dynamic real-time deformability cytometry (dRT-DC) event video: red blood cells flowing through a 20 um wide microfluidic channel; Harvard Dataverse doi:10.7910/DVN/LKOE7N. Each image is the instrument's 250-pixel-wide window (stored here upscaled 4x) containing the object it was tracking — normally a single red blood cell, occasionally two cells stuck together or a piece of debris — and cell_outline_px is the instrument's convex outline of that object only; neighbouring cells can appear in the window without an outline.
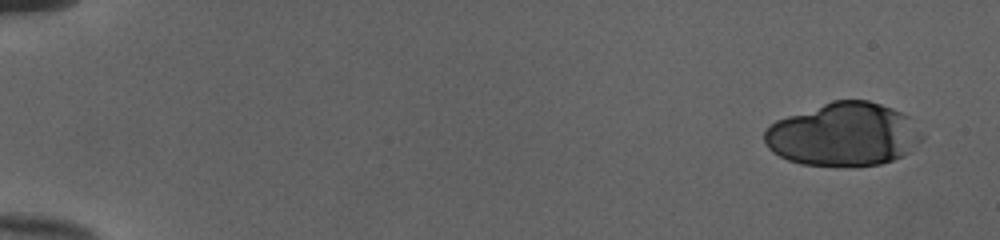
{"species": "human", "species_latin": "Homo sapiens", "temperature_condition": "cold", "stored_images_in_passage": 20, "camera_frame_rate_fps": 3000, "um_per_image_px": 0.085, "donor": {"sex": "female"}, "frame": {"image": 1, "passage_image": 1, "time_ms": 0.0, "image_size_px": [1000, 240], "cell_outline_px": [[908, 152], [904, 156], [880, 164], [800, 164], [788, 160], [772, 152], [768, 148], [764, 140], [764, 132], [776, 120], [832, 100], [868, 100], [892, 108], [908, 116]], "centroid_in_image_um": [71.46, 11.4], "position_along_channel_um": 13.5, "area_um2": 55.14}}
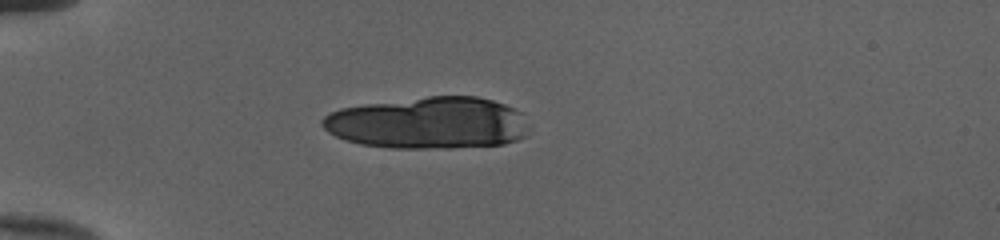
{"frame": {"image": 2, "passage_image": 14, "time_ms": 4.333, "image_size_px": [1000, 240], "cell_outline_px": [[528, 128], [524, 136], [516, 140], [504, 144], [452, 148], [388, 148], [360, 144], [344, 140], [328, 132], [320, 124], [320, 120], [328, 112], [340, 108], [364, 104], [428, 96], [476, 96], [492, 100], [504, 104], [520, 112]], "centroid_in_image_um": [36.34, 10.45], "position_along_channel_um": 48.7, "area_um2": 62.71}}